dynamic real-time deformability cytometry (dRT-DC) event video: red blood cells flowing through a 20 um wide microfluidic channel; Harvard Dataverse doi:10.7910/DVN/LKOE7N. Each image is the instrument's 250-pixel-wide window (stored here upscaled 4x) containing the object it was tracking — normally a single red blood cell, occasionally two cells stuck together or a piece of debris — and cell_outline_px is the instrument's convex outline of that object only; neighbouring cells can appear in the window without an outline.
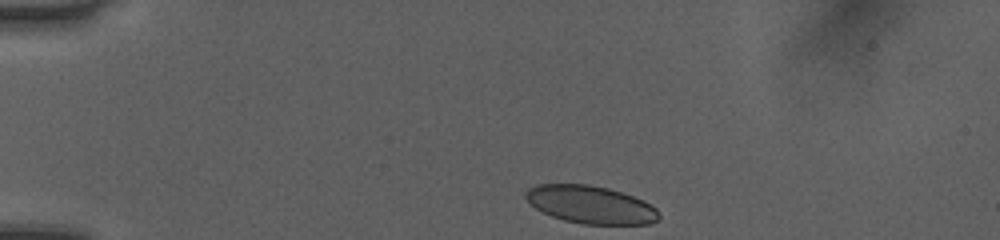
{"species": "human", "species_latin": "Homo sapiens", "temperature_condition": "room temperature", "stored_images_in_passage": 41, "camera_frame_rate_fps": 3000, "um_per_image_px": 0.085, "donor": {"sex": "female"}, "frame": {"image": 1, "passage_image": 1, "time_ms": 0.0, "image_size_px": [1000, 240], "cell_outline_px": [[660, 216], [656, 220], [648, 224], [584, 224], [564, 220], [552, 216], [536, 208], [524, 196], [524, 192], [528, 188], [536, 184], [588, 184], [608, 188], [644, 200], [656, 208], [660, 212]], "centroid_in_image_um": [50.2, 17.38], "position_along_channel_um": 34.8, "area_um2": 29.25}}
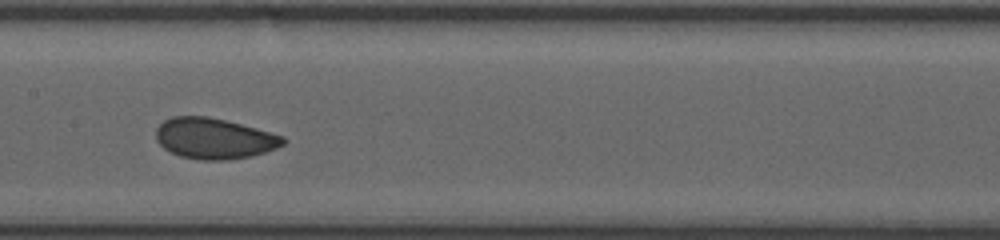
{"frame": {"image": 2, "passage_image": 17, "time_ms": 5.333, "image_size_px": [1000, 240], "cell_outline_px": [[288, 140], [284, 144], [276, 148], [252, 156], [228, 160], [200, 160], [180, 156], [164, 148], [156, 140], [156, 128], [164, 120], [172, 116], [208, 116], [240, 124], [284, 136]], "centroid_in_image_um": [18.2, 11.77], "position_along_channel_um": 189.2, "area_um2": 30.17}}
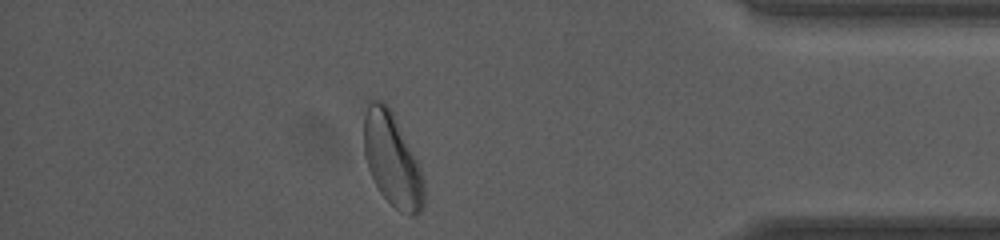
{"frame": {"image": 3, "passage_image": 35, "time_ms": 11.333, "image_size_px": [1000, 240], "cell_outline_px": [[424, 208], [416, 216], [408, 216], [400, 212], [380, 192], [368, 168], [364, 156], [364, 116], [368, 104], [372, 100], [380, 100], [392, 112], [420, 168], [424, 180]], "centroid_in_image_um": [33.34, 13.64], "position_along_channel_um": 401.9, "area_um2": 32.14}, "authors_computed_cell_mechanics": {"area_um2": 30.5184, "velocity_mm_per_s": 4.0626, "shape_relaxation_time_tau1_ms": 10.5573, "shape_relaxation_time_tau2_ms": 1.9545, "deformation_change_tau1": 0.202, "deformation_change_tau2": 0.0714}}